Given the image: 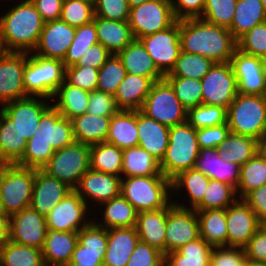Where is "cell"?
I'll return each instance as SVG.
<instances>
[{
	"instance_id": "6da1fadb",
	"label": "cell",
	"mask_w": 266,
	"mask_h": 266,
	"mask_svg": "<svg viewBox=\"0 0 266 266\" xmlns=\"http://www.w3.org/2000/svg\"><path fill=\"white\" fill-rule=\"evenodd\" d=\"M34 135L27 146L19 166L42 169L55 151L75 142L72 121L62 116L52 105L41 116Z\"/></svg>"
},
{
	"instance_id": "7a4b0ae2",
	"label": "cell",
	"mask_w": 266,
	"mask_h": 266,
	"mask_svg": "<svg viewBox=\"0 0 266 266\" xmlns=\"http://www.w3.org/2000/svg\"><path fill=\"white\" fill-rule=\"evenodd\" d=\"M181 51L200 54L215 63L230 62L237 41L228 28L200 18L180 20Z\"/></svg>"
},
{
	"instance_id": "3957f363",
	"label": "cell",
	"mask_w": 266,
	"mask_h": 266,
	"mask_svg": "<svg viewBox=\"0 0 266 266\" xmlns=\"http://www.w3.org/2000/svg\"><path fill=\"white\" fill-rule=\"evenodd\" d=\"M12 8L0 18V40L8 52L30 54L37 46L44 21L31 0Z\"/></svg>"
},
{
	"instance_id": "277c9868",
	"label": "cell",
	"mask_w": 266,
	"mask_h": 266,
	"mask_svg": "<svg viewBox=\"0 0 266 266\" xmlns=\"http://www.w3.org/2000/svg\"><path fill=\"white\" fill-rule=\"evenodd\" d=\"M198 156L196 129L187 121L170 127L169 145L160 162L161 173L172 180L180 172L194 168Z\"/></svg>"
},
{
	"instance_id": "5b68a950",
	"label": "cell",
	"mask_w": 266,
	"mask_h": 266,
	"mask_svg": "<svg viewBox=\"0 0 266 266\" xmlns=\"http://www.w3.org/2000/svg\"><path fill=\"white\" fill-rule=\"evenodd\" d=\"M171 189V180L164 175L126 177L121 180V195L138 213L166 208L171 203L168 198Z\"/></svg>"
},
{
	"instance_id": "8992f818",
	"label": "cell",
	"mask_w": 266,
	"mask_h": 266,
	"mask_svg": "<svg viewBox=\"0 0 266 266\" xmlns=\"http://www.w3.org/2000/svg\"><path fill=\"white\" fill-rule=\"evenodd\" d=\"M230 132L256 140L266 132V107L263 96L237 94L227 109Z\"/></svg>"
},
{
	"instance_id": "52a82bcc",
	"label": "cell",
	"mask_w": 266,
	"mask_h": 266,
	"mask_svg": "<svg viewBox=\"0 0 266 266\" xmlns=\"http://www.w3.org/2000/svg\"><path fill=\"white\" fill-rule=\"evenodd\" d=\"M65 64L62 60L27 56L24 70V86L29 96L53 98L58 87L65 81Z\"/></svg>"
},
{
	"instance_id": "ba28073f",
	"label": "cell",
	"mask_w": 266,
	"mask_h": 266,
	"mask_svg": "<svg viewBox=\"0 0 266 266\" xmlns=\"http://www.w3.org/2000/svg\"><path fill=\"white\" fill-rule=\"evenodd\" d=\"M35 168L17 164H1V198L4 214H12L30 207Z\"/></svg>"
},
{
	"instance_id": "9c48e42d",
	"label": "cell",
	"mask_w": 266,
	"mask_h": 266,
	"mask_svg": "<svg viewBox=\"0 0 266 266\" xmlns=\"http://www.w3.org/2000/svg\"><path fill=\"white\" fill-rule=\"evenodd\" d=\"M42 169L75 189L90 169V145L74 142L57 150Z\"/></svg>"
},
{
	"instance_id": "30bf717a",
	"label": "cell",
	"mask_w": 266,
	"mask_h": 266,
	"mask_svg": "<svg viewBox=\"0 0 266 266\" xmlns=\"http://www.w3.org/2000/svg\"><path fill=\"white\" fill-rule=\"evenodd\" d=\"M140 111L169 128L187 121V109L165 79L153 84Z\"/></svg>"
},
{
	"instance_id": "8fae6325",
	"label": "cell",
	"mask_w": 266,
	"mask_h": 266,
	"mask_svg": "<svg viewBox=\"0 0 266 266\" xmlns=\"http://www.w3.org/2000/svg\"><path fill=\"white\" fill-rule=\"evenodd\" d=\"M176 21L171 0H149L139 6L130 8L128 20L136 40L165 30Z\"/></svg>"
},
{
	"instance_id": "7c38bea8",
	"label": "cell",
	"mask_w": 266,
	"mask_h": 266,
	"mask_svg": "<svg viewBox=\"0 0 266 266\" xmlns=\"http://www.w3.org/2000/svg\"><path fill=\"white\" fill-rule=\"evenodd\" d=\"M200 81L203 104L228 109L238 94V84L230 62L215 63Z\"/></svg>"
},
{
	"instance_id": "4fadbf2b",
	"label": "cell",
	"mask_w": 266,
	"mask_h": 266,
	"mask_svg": "<svg viewBox=\"0 0 266 266\" xmlns=\"http://www.w3.org/2000/svg\"><path fill=\"white\" fill-rule=\"evenodd\" d=\"M159 71L166 76L175 67L181 52L180 20L169 28L138 39Z\"/></svg>"
},
{
	"instance_id": "5bb4252c",
	"label": "cell",
	"mask_w": 266,
	"mask_h": 266,
	"mask_svg": "<svg viewBox=\"0 0 266 266\" xmlns=\"http://www.w3.org/2000/svg\"><path fill=\"white\" fill-rule=\"evenodd\" d=\"M200 237L199 220L195 209L177 202L168 205L165 254Z\"/></svg>"
},
{
	"instance_id": "9a60e30c",
	"label": "cell",
	"mask_w": 266,
	"mask_h": 266,
	"mask_svg": "<svg viewBox=\"0 0 266 266\" xmlns=\"http://www.w3.org/2000/svg\"><path fill=\"white\" fill-rule=\"evenodd\" d=\"M47 235L46 216L31 207L9 216V241L42 249Z\"/></svg>"
},
{
	"instance_id": "2e32d148",
	"label": "cell",
	"mask_w": 266,
	"mask_h": 266,
	"mask_svg": "<svg viewBox=\"0 0 266 266\" xmlns=\"http://www.w3.org/2000/svg\"><path fill=\"white\" fill-rule=\"evenodd\" d=\"M238 84V94L263 96L266 69L263 59L235 49L230 60Z\"/></svg>"
},
{
	"instance_id": "e0dca14e",
	"label": "cell",
	"mask_w": 266,
	"mask_h": 266,
	"mask_svg": "<svg viewBox=\"0 0 266 266\" xmlns=\"http://www.w3.org/2000/svg\"><path fill=\"white\" fill-rule=\"evenodd\" d=\"M87 203L73 189L46 215L47 229L60 232H78L92 221L83 220ZM83 222V225L81 224Z\"/></svg>"
},
{
	"instance_id": "ac0fdd59",
	"label": "cell",
	"mask_w": 266,
	"mask_h": 266,
	"mask_svg": "<svg viewBox=\"0 0 266 266\" xmlns=\"http://www.w3.org/2000/svg\"><path fill=\"white\" fill-rule=\"evenodd\" d=\"M232 205L226 208L227 247L243 249L262 224L243 199Z\"/></svg>"
},
{
	"instance_id": "d6986e66",
	"label": "cell",
	"mask_w": 266,
	"mask_h": 266,
	"mask_svg": "<svg viewBox=\"0 0 266 266\" xmlns=\"http://www.w3.org/2000/svg\"><path fill=\"white\" fill-rule=\"evenodd\" d=\"M28 53L7 52L0 60V104L28 97L24 70Z\"/></svg>"
},
{
	"instance_id": "ffe728a7",
	"label": "cell",
	"mask_w": 266,
	"mask_h": 266,
	"mask_svg": "<svg viewBox=\"0 0 266 266\" xmlns=\"http://www.w3.org/2000/svg\"><path fill=\"white\" fill-rule=\"evenodd\" d=\"M37 98L28 96L6 103L1 112L16 126L19 134L27 141L34 135L42 114L50 107Z\"/></svg>"
},
{
	"instance_id": "44dd1931",
	"label": "cell",
	"mask_w": 266,
	"mask_h": 266,
	"mask_svg": "<svg viewBox=\"0 0 266 266\" xmlns=\"http://www.w3.org/2000/svg\"><path fill=\"white\" fill-rule=\"evenodd\" d=\"M75 32V27L68 25L61 19L44 22L34 54L63 61L74 39Z\"/></svg>"
},
{
	"instance_id": "7402d4cb",
	"label": "cell",
	"mask_w": 266,
	"mask_h": 266,
	"mask_svg": "<svg viewBox=\"0 0 266 266\" xmlns=\"http://www.w3.org/2000/svg\"><path fill=\"white\" fill-rule=\"evenodd\" d=\"M73 189L50 176L43 169H35V180L30 207L46 216Z\"/></svg>"
},
{
	"instance_id": "603a6c76",
	"label": "cell",
	"mask_w": 266,
	"mask_h": 266,
	"mask_svg": "<svg viewBox=\"0 0 266 266\" xmlns=\"http://www.w3.org/2000/svg\"><path fill=\"white\" fill-rule=\"evenodd\" d=\"M121 180L120 176L89 169L74 190L85 202L88 197L103 204L121 195Z\"/></svg>"
},
{
	"instance_id": "cb8c5ba5",
	"label": "cell",
	"mask_w": 266,
	"mask_h": 266,
	"mask_svg": "<svg viewBox=\"0 0 266 266\" xmlns=\"http://www.w3.org/2000/svg\"><path fill=\"white\" fill-rule=\"evenodd\" d=\"M194 168L210 179L230 184L235 188L240 181L241 166L224 160L218 148H199Z\"/></svg>"
},
{
	"instance_id": "d4e9b609",
	"label": "cell",
	"mask_w": 266,
	"mask_h": 266,
	"mask_svg": "<svg viewBox=\"0 0 266 266\" xmlns=\"http://www.w3.org/2000/svg\"><path fill=\"white\" fill-rule=\"evenodd\" d=\"M107 240L103 266H126L140 241L135 227L107 229Z\"/></svg>"
},
{
	"instance_id": "484cf974",
	"label": "cell",
	"mask_w": 266,
	"mask_h": 266,
	"mask_svg": "<svg viewBox=\"0 0 266 266\" xmlns=\"http://www.w3.org/2000/svg\"><path fill=\"white\" fill-rule=\"evenodd\" d=\"M137 129L138 146L161 162L169 145L170 128L147 117L139 110L137 111Z\"/></svg>"
},
{
	"instance_id": "4316f807",
	"label": "cell",
	"mask_w": 266,
	"mask_h": 266,
	"mask_svg": "<svg viewBox=\"0 0 266 266\" xmlns=\"http://www.w3.org/2000/svg\"><path fill=\"white\" fill-rule=\"evenodd\" d=\"M155 82L154 78L127 73L114 95L118 110H141Z\"/></svg>"
},
{
	"instance_id": "83f0119b",
	"label": "cell",
	"mask_w": 266,
	"mask_h": 266,
	"mask_svg": "<svg viewBox=\"0 0 266 266\" xmlns=\"http://www.w3.org/2000/svg\"><path fill=\"white\" fill-rule=\"evenodd\" d=\"M78 243V232L47 229L41 249L45 266H67Z\"/></svg>"
},
{
	"instance_id": "f1b7e54d",
	"label": "cell",
	"mask_w": 266,
	"mask_h": 266,
	"mask_svg": "<svg viewBox=\"0 0 266 266\" xmlns=\"http://www.w3.org/2000/svg\"><path fill=\"white\" fill-rule=\"evenodd\" d=\"M168 206L166 208L139 212L136 230L141 242L149 244L165 255V238Z\"/></svg>"
},
{
	"instance_id": "f546056e",
	"label": "cell",
	"mask_w": 266,
	"mask_h": 266,
	"mask_svg": "<svg viewBox=\"0 0 266 266\" xmlns=\"http://www.w3.org/2000/svg\"><path fill=\"white\" fill-rule=\"evenodd\" d=\"M116 55L128 74L154 78L156 81L165 77L139 40L134 39Z\"/></svg>"
},
{
	"instance_id": "4dcf8cb0",
	"label": "cell",
	"mask_w": 266,
	"mask_h": 266,
	"mask_svg": "<svg viewBox=\"0 0 266 266\" xmlns=\"http://www.w3.org/2000/svg\"><path fill=\"white\" fill-rule=\"evenodd\" d=\"M106 142L122 150L138 146L137 111L118 110L111 116Z\"/></svg>"
},
{
	"instance_id": "1f68e13d",
	"label": "cell",
	"mask_w": 266,
	"mask_h": 266,
	"mask_svg": "<svg viewBox=\"0 0 266 266\" xmlns=\"http://www.w3.org/2000/svg\"><path fill=\"white\" fill-rule=\"evenodd\" d=\"M93 22L99 43L112 54L122 51L135 39L128 21H114L94 16Z\"/></svg>"
},
{
	"instance_id": "d6a6232c",
	"label": "cell",
	"mask_w": 266,
	"mask_h": 266,
	"mask_svg": "<svg viewBox=\"0 0 266 266\" xmlns=\"http://www.w3.org/2000/svg\"><path fill=\"white\" fill-rule=\"evenodd\" d=\"M71 121L75 142L90 146L106 142L111 116H97L85 113Z\"/></svg>"
},
{
	"instance_id": "836d02e7",
	"label": "cell",
	"mask_w": 266,
	"mask_h": 266,
	"mask_svg": "<svg viewBox=\"0 0 266 266\" xmlns=\"http://www.w3.org/2000/svg\"><path fill=\"white\" fill-rule=\"evenodd\" d=\"M26 146L27 140L0 110V165L17 164L22 159Z\"/></svg>"
},
{
	"instance_id": "e575fe53",
	"label": "cell",
	"mask_w": 266,
	"mask_h": 266,
	"mask_svg": "<svg viewBox=\"0 0 266 266\" xmlns=\"http://www.w3.org/2000/svg\"><path fill=\"white\" fill-rule=\"evenodd\" d=\"M212 249V246L199 237L177 251L166 253L164 266H209Z\"/></svg>"
},
{
	"instance_id": "d590c367",
	"label": "cell",
	"mask_w": 266,
	"mask_h": 266,
	"mask_svg": "<svg viewBox=\"0 0 266 266\" xmlns=\"http://www.w3.org/2000/svg\"><path fill=\"white\" fill-rule=\"evenodd\" d=\"M200 237L210 246L227 247L226 209L196 211Z\"/></svg>"
},
{
	"instance_id": "8d00e7d4",
	"label": "cell",
	"mask_w": 266,
	"mask_h": 266,
	"mask_svg": "<svg viewBox=\"0 0 266 266\" xmlns=\"http://www.w3.org/2000/svg\"><path fill=\"white\" fill-rule=\"evenodd\" d=\"M266 21V12L261 0H237L234 18L229 28L237 41L255 25Z\"/></svg>"
},
{
	"instance_id": "74e56055",
	"label": "cell",
	"mask_w": 266,
	"mask_h": 266,
	"mask_svg": "<svg viewBox=\"0 0 266 266\" xmlns=\"http://www.w3.org/2000/svg\"><path fill=\"white\" fill-rule=\"evenodd\" d=\"M56 96L59 101L53 106L65 118L72 120L87 113L90 92L64 81L54 93L53 97Z\"/></svg>"
},
{
	"instance_id": "f35d334b",
	"label": "cell",
	"mask_w": 266,
	"mask_h": 266,
	"mask_svg": "<svg viewBox=\"0 0 266 266\" xmlns=\"http://www.w3.org/2000/svg\"><path fill=\"white\" fill-rule=\"evenodd\" d=\"M122 173L126 177L163 175L160 162L140 146L123 149Z\"/></svg>"
},
{
	"instance_id": "ab89813d",
	"label": "cell",
	"mask_w": 266,
	"mask_h": 266,
	"mask_svg": "<svg viewBox=\"0 0 266 266\" xmlns=\"http://www.w3.org/2000/svg\"><path fill=\"white\" fill-rule=\"evenodd\" d=\"M218 151L224 160L241 166L258 152V140L230 132Z\"/></svg>"
},
{
	"instance_id": "60d3db41",
	"label": "cell",
	"mask_w": 266,
	"mask_h": 266,
	"mask_svg": "<svg viewBox=\"0 0 266 266\" xmlns=\"http://www.w3.org/2000/svg\"><path fill=\"white\" fill-rule=\"evenodd\" d=\"M104 222L96 224L105 229L135 227L137 222V210L122 196L103 203Z\"/></svg>"
},
{
	"instance_id": "b9f144b4",
	"label": "cell",
	"mask_w": 266,
	"mask_h": 266,
	"mask_svg": "<svg viewBox=\"0 0 266 266\" xmlns=\"http://www.w3.org/2000/svg\"><path fill=\"white\" fill-rule=\"evenodd\" d=\"M123 150L107 142L90 146V169L120 176Z\"/></svg>"
},
{
	"instance_id": "7bdbcfd3",
	"label": "cell",
	"mask_w": 266,
	"mask_h": 266,
	"mask_svg": "<svg viewBox=\"0 0 266 266\" xmlns=\"http://www.w3.org/2000/svg\"><path fill=\"white\" fill-rule=\"evenodd\" d=\"M0 266H45L41 249L11 241L2 244Z\"/></svg>"
},
{
	"instance_id": "ee69618b",
	"label": "cell",
	"mask_w": 266,
	"mask_h": 266,
	"mask_svg": "<svg viewBox=\"0 0 266 266\" xmlns=\"http://www.w3.org/2000/svg\"><path fill=\"white\" fill-rule=\"evenodd\" d=\"M210 178L195 168L180 172L171 180V191L186 188L192 209H195L203 200Z\"/></svg>"
},
{
	"instance_id": "f6af8a7d",
	"label": "cell",
	"mask_w": 266,
	"mask_h": 266,
	"mask_svg": "<svg viewBox=\"0 0 266 266\" xmlns=\"http://www.w3.org/2000/svg\"><path fill=\"white\" fill-rule=\"evenodd\" d=\"M266 184V158L257 152L249 161L241 165L240 181L236 188L243 199L249 192Z\"/></svg>"
},
{
	"instance_id": "bcb514c9",
	"label": "cell",
	"mask_w": 266,
	"mask_h": 266,
	"mask_svg": "<svg viewBox=\"0 0 266 266\" xmlns=\"http://www.w3.org/2000/svg\"><path fill=\"white\" fill-rule=\"evenodd\" d=\"M215 64L200 54L180 52L175 67L165 77H183L201 80Z\"/></svg>"
},
{
	"instance_id": "7dc6e473",
	"label": "cell",
	"mask_w": 266,
	"mask_h": 266,
	"mask_svg": "<svg viewBox=\"0 0 266 266\" xmlns=\"http://www.w3.org/2000/svg\"><path fill=\"white\" fill-rule=\"evenodd\" d=\"M236 193V188L232 185L210 179L203 200L195 210L226 209L238 199Z\"/></svg>"
},
{
	"instance_id": "c3c4849f",
	"label": "cell",
	"mask_w": 266,
	"mask_h": 266,
	"mask_svg": "<svg viewBox=\"0 0 266 266\" xmlns=\"http://www.w3.org/2000/svg\"><path fill=\"white\" fill-rule=\"evenodd\" d=\"M97 43H99L97 30L93 21L77 27L74 39L63 60L65 67L75 65L81 56L86 54L88 48Z\"/></svg>"
},
{
	"instance_id": "681fc988",
	"label": "cell",
	"mask_w": 266,
	"mask_h": 266,
	"mask_svg": "<svg viewBox=\"0 0 266 266\" xmlns=\"http://www.w3.org/2000/svg\"><path fill=\"white\" fill-rule=\"evenodd\" d=\"M187 122L194 129L218 126L227 123V109L202 103L187 110Z\"/></svg>"
},
{
	"instance_id": "f907efd6",
	"label": "cell",
	"mask_w": 266,
	"mask_h": 266,
	"mask_svg": "<svg viewBox=\"0 0 266 266\" xmlns=\"http://www.w3.org/2000/svg\"><path fill=\"white\" fill-rule=\"evenodd\" d=\"M171 85L179 101L188 110L202 104V84L200 80L183 77H164Z\"/></svg>"
},
{
	"instance_id": "816d5d0a",
	"label": "cell",
	"mask_w": 266,
	"mask_h": 266,
	"mask_svg": "<svg viewBox=\"0 0 266 266\" xmlns=\"http://www.w3.org/2000/svg\"><path fill=\"white\" fill-rule=\"evenodd\" d=\"M126 70L116 54H112L98 73L97 90L115 95L119 84L126 77Z\"/></svg>"
},
{
	"instance_id": "f5cc1de1",
	"label": "cell",
	"mask_w": 266,
	"mask_h": 266,
	"mask_svg": "<svg viewBox=\"0 0 266 266\" xmlns=\"http://www.w3.org/2000/svg\"><path fill=\"white\" fill-rule=\"evenodd\" d=\"M107 229L92 221L88 226L78 231V243L74 252L106 253Z\"/></svg>"
},
{
	"instance_id": "db71d44e",
	"label": "cell",
	"mask_w": 266,
	"mask_h": 266,
	"mask_svg": "<svg viewBox=\"0 0 266 266\" xmlns=\"http://www.w3.org/2000/svg\"><path fill=\"white\" fill-rule=\"evenodd\" d=\"M236 4L237 0H205L200 19L229 29L234 18Z\"/></svg>"
},
{
	"instance_id": "11a10c76",
	"label": "cell",
	"mask_w": 266,
	"mask_h": 266,
	"mask_svg": "<svg viewBox=\"0 0 266 266\" xmlns=\"http://www.w3.org/2000/svg\"><path fill=\"white\" fill-rule=\"evenodd\" d=\"M94 4L80 0H64L60 19L72 27H80L94 19Z\"/></svg>"
},
{
	"instance_id": "9f6ffc18",
	"label": "cell",
	"mask_w": 266,
	"mask_h": 266,
	"mask_svg": "<svg viewBox=\"0 0 266 266\" xmlns=\"http://www.w3.org/2000/svg\"><path fill=\"white\" fill-rule=\"evenodd\" d=\"M237 49L263 59L266 56V21L241 36L237 40Z\"/></svg>"
},
{
	"instance_id": "6f0895ef",
	"label": "cell",
	"mask_w": 266,
	"mask_h": 266,
	"mask_svg": "<svg viewBox=\"0 0 266 266\" xmlns=\"http://www.w3.org/2000/svg\"><path fill=\"white\" fill-rule=\"evenodd\" d=\"M99 69L85 65H72L65 69V81L88 92L97 90Z\"/></svg>"
},
{
	"instance_id": "680465c9",
	"label": "cell",
	"mask_w": 266,
	"mask_h": 266,
	"mask_svg": "<svg viewBox=\"0 0 266 266\" xmlns=\"http://www.w3.org/2000/svg\"><path fill=\"white\" fill-rule=\"evenodd\" d=\"M94 15L114 21H128L130 17L128 0H96Z\"/></svg>"
},
{
	"instance_id": "91938a15",
	"label": "cell",
	"mask_w": 266,
	"mask_h": 266,
	"mask_svg": "<svg viewBox=\"0 0 266 266\" xmlns=\"http://www.w3.org/2000/svg\"><path fill=\"white\" fill-rule=\"evenodd\" d=\"M126 266H164V254L139 241Z\"/></svg>"
},
{
	"instance_id": "94428289",
	"label": "cell",
	"mask_w": 266,
	"mask_h": 266,
	"mask_svg": "<svg viewBox=\"0 0 266 266\" xmlns=\"http://www.w3.org/2000/svg\"><path fill=\"white\" fill-rule=\"evenodd\" d=\"M117 111L114 95L100 90L90 92L87 113L97 116H113Z\"/></svg>"
},
{
	"instance_id": "6125c7cd",
	"label": "cell",
	"mask_w": 266,
	"mask_h": 266,
	"mask_svg": "<svg viewBox=\"0 0 266 266\" xmlns=\"http://www.w3.org/2000/svg\"><path fill=\"white\" fill-rule=\"evenodd\" d=\"M246 259L242 248L215 247L211 252L209 266H244Z\"/></svg>"
},
{
	"instance_id": "be15d7a7",
	"label": "cell",
	"mask_w": 266,
	"mask_h": 266,
	"mask_svg": "<svg viewBox=\"0 0 266 266\" xmlns=\"http://www.w3.org/2000/svg\"><path fill=\"white\" fill-rule=\"evenodd\" d=\"M230 133L227 123L196 129L199 148H218Z\"/></svg>"
},
{
	"instance_id": "e7e4bbea",
	"label": "cell",
	"mask_w": 266,
	"mask_h": 266,
	"mask_svg": "<svg viewBox=\"0 0 266 266\" xmlns=\"http://www.w3.org/2000/svg\"><path fill=\"white\" fill-rule=\"evenodd\" d=\"M246 258L266 263V225H262L243 248Z\"/></svg>"
},
{
	"instance_id": "03108f58",
	"label": "cell",
	"mask_w": 266,
	"mask_h": 266,
	"mask_svg": "<svg viewBox=\"0 0 266 266\" xmlns=\"http://www.w3.org/2000/svg\"><path fill=\"white\" fill-rule=\"evenodd\" d=\"M171 5L177 20L200 18L205 7V0H171Z\"/></svg>"
},
{
	"instance_id": "003e7915",
	"label": "cell",
	"mask_w": 266,
	"mask_h": 266,
	"mask_svg": "<svg viewBox=\"0 0 266 266\" xmlns=\"http://www.w3.org/2000/svg\"><path fill=\"white\" fill-rule=\"evenodd\" d=\"M111 55L112 53L108 49H106L101 43H97L88 48L86 54L82 55L75 65H85L100 69Z\"/></svg>"
},
{
	"instance_id": "a7ac6f4b",
	"label": "cell",
	"mask_w": 266,
	"mask_h": 266,
	"mask_svg": "<svg viewBox=\"0 0 266 266\" xmlns=\"http://www.w3.org/2000/svg\"><path fill=\"white\" fill-rule=\"evenodd\" d=\"M243 200L255 212L262 225H266V184L249 192Z\"/></svg>"
},
{
	"instance_id": "89a4df30",
	"label": "cell",
	"mask_w": 266,
	"mask_h": 266,
	"mask_svg": "<svg viewBox=\"0 0 266 266\" xmlns=\"http://www.w3.org/2000/svg\"><path fill=\"white\" fill-rule=\"evenodd\" d=\"M63 1L64 0H31L44 22L60 19Z\"/></svg>"
},
{
	"instance_id": "2644e50d",
	"label": "cell",
	"mask_w": 266,
	"mask_h": 266,
	"mask_svg": "<svg viewBox=\"0 0 266 266\" xmlns=\"http://www.w3.org/2000/svg\"><path fill=\"white\" fill-rule=\"evenodd\" d=\"M105 253L73 252L67 266H103Z\"/></svg>"
},
{
	"instance_id": "8c879c8a",
	"label": "cell",
	"mask_w": 266,
	"mask_h": 266,
	"mask_svg": "<svg viewBox=\"0 0 266 266\" xmlns=\"http://www.w3.org/2000/svg\"><path fill=\"white\" fill-rule=\"evenodd\" d=\"M9 239V216L0 213V243L3 244Z\"/></svg>"
},
{
	"instance_id": "753ad0ef",
	"label": "cell",
	"mask_w": 266,
	"mask_h": 266,
	"mask_svg": "<svg viewBox=\"0 0 266 266\" xmlns=\"http://www.w3.org/2000/svg\"><path fill=\"white\" fill-rule=\"evenodd\" d=\"M258 152L266 158V132L258 141Z\"/></svg>"
},
{
	"instance_id": "34e18365",
	"label": "cell",
	"mask_w": 266,
	"mask_h": 266,
	"mask_svg": "<svg viewBox=\"0 0 266 266\" xmlns=\"http://www.w3.org/2000/svg\"><path fill=\"white\" fill-rule=\"evenodd\" d=\"M244 266H266V263L246 259Z\"/></svg>"
},
{
	"instance_id": "11e5206c",
	"label": "cell",
	"mask_w": 266,
	"mask_h": 266,
	"mask_svg": "<svg viewBox=\"0 0 266 266\" xmlns=\"http://www.w3.org/2000/svg\"><path fill=\"white\" fill-rule=\"evenodd\" d=\"M149 1V0H128V4L130 8L136 7L141 5L142 3Z\"/></svg>"
},
{
	"instance_id": "2a66077c",
	"label": "cell",
	"mask_w": 266,
	"mask_h": 266,
	"mask_svg": "<svg viewBox=\"0 0 266 266\" xmlns=\"http://www.w3.org/2000/svg\"><path fill=\"white\" fill-rule=\"evenodd\" d=\"M8 51L6 50L4 44L2 43V41L0 40V60L4 57V55L7 53Z\"/></svg>"
},
{
	"instance_id": "b9fcfbb0",
	"label": "cell",
	"mask_w": 266,
	"mask_h": 266,
	"mask_svg": "<svg viewBox=\"0 0 266 266\" xmlns=\"http://www.w3.org/2000/svg\"><path fill=\"white\" fill-rule=\"evenodd\" d=\"M0 213H4L1 198V165H0Z\"/></svg>"
},
{
	"instance_id": "09005b40",
	"label": "cell",
	"mask_w": 266,
	"mask_h": 266,
	"mask_svg": "<svg viewBox=\"0 0 266 266\" xmlns=\"http://www.w3.org/2000/svg\"><path fill=\"white\" fill-rule=\"evenodd\" d=\"M80 1H84V2H87V3L95 4L96 0H80Z\"/></svg>"
},
{
	"instance_id": "979ff035",
	"label": "cell",
	"mask_w": 266,
	"mask_h": 266,
	"mask_svg": "<svg viewBox=\"0 0 266 266\" xmlns=\"http://www.w3.org/2000/svg\"><path fill=\"white\" fill-rule=\"evenodd\" d=\"M261 2H262V5H263V7H264V10H265V12H266V0H261Z\"/></svg>"
},
{
	"instance_id": "deb4b68c",
	"label": "cell",
	"mask_w": 266,
	"mask_h": 266,
	"mask_svg": "<svg viewBox=\"0 0 266 266\" xmlns=\"http://www.w3.org/2000/svg\"><path fill=\"white\" fill-rule=\"evenodd\" d=\"M263 98H264V101H265V107H266V91L264 92Z\"/></svg>"
},
{
	"instance_id": "67dfc351",
	"label": "cell",
	"mask_w": 266,
	"mask_h": 266,
	"mask_svg": "<svg viewBox=\"0 0 266 266\" xmlns=\"http://www.w3.org/2000/svg\"><path fill=\"white\" fill-rule=\"evenodd\" d=\"M263 62H264V67L266 69V56L263 58Z\"/></svg>"
},
{
	"instance_id": "b62a3aed",
	"label": "cell",
	"mask_w": 266,
	"mask_h": 266,
	"mask_svg": "<svg viewBox=\"0 0 266 266\" xmlns=\"http://www.w3.org/2000/svg\"><path fill=\"white\" fill-rule=\"evenodd\" d=\"M1 248H2V244L0 243V256H1Z\"/></svg>"
}]
</instances>
